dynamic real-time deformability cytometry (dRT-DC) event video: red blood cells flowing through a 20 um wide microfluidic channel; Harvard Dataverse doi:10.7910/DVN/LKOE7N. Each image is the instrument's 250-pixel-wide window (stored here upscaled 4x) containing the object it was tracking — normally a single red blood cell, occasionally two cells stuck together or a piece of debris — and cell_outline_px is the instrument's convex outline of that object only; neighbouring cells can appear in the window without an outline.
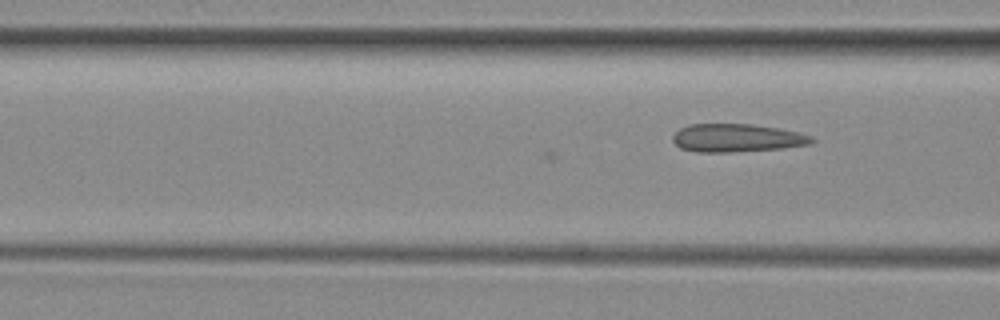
{"species": "common noctule bat (a hibernating species)", "species_latin": "Nyctalus noctula", "temperature_condition": "room temperature", "stored_images_in_passage": 9, "camera_frame_rate_fps": 3000, "um_per_image_px": 0.085, "animal": {"sex": "female", "body_mass_g": 29.2, "forearm_length_mm": 56.3}, "frame": {"image": 1, "passage_image": 9, "time_ms": 2.667, "image_size_px": [1000, 320], "cell_outline_px": [[816, 140], [812, 144], [780, 148], [728, 152], [696, 152], [680, 148], [672, 140], [672, 136], [680, 128], [688, 124], [752, 124], [780, 128], [800, 132], [812, 136]], "centroid_in_image_um": [62.65, 11.72], "position_along_channel_um": 103.9, "area_um2": 22.89}}